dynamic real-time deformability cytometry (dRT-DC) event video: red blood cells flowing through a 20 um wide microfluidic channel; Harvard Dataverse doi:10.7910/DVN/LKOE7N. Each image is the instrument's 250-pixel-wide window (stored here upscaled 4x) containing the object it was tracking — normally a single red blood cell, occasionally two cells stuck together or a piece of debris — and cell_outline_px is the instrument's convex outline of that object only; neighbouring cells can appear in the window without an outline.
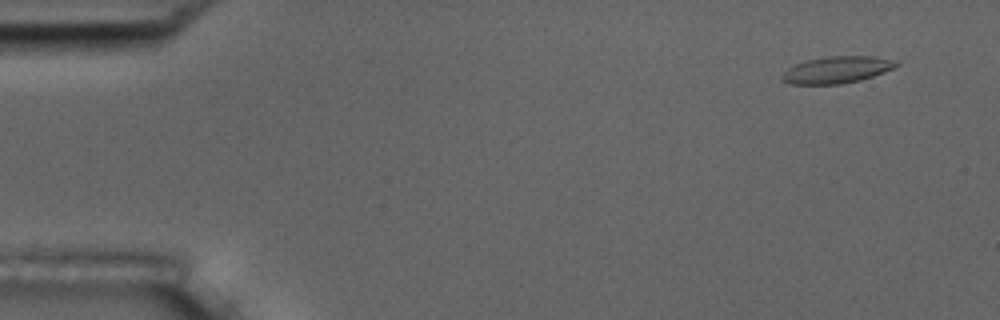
{"species": "common noctule bat (a hibernating species)", "species_latin": "Nyctalus noctula", "temperature_condition": "room temperature", "stored_images_in_passage": 3, "camera_frame_rate_fps": 3000, "um_per_image_px": 0.085, "animal": {"sex": "male", "body_mass_g": 17.5, "forearm_length_mm": 52.3}, "frame": {"image": 1, "passage_image": 1, "time_ms": 0.0, "image_size_px": [1000, 320], "cell_outline_px": [[900, 64], [884, 72], [860, 80], [840, 84], [792, 84], [784, 80], [780, 76], [788, 68], [796, 64], [808, 60], [828, 56], [872, 56], [896, 60]], "centroid_in_image_um": [71.15, 5.93], "position_along_channel_um": 13.8, "area_um2": 17.63}}